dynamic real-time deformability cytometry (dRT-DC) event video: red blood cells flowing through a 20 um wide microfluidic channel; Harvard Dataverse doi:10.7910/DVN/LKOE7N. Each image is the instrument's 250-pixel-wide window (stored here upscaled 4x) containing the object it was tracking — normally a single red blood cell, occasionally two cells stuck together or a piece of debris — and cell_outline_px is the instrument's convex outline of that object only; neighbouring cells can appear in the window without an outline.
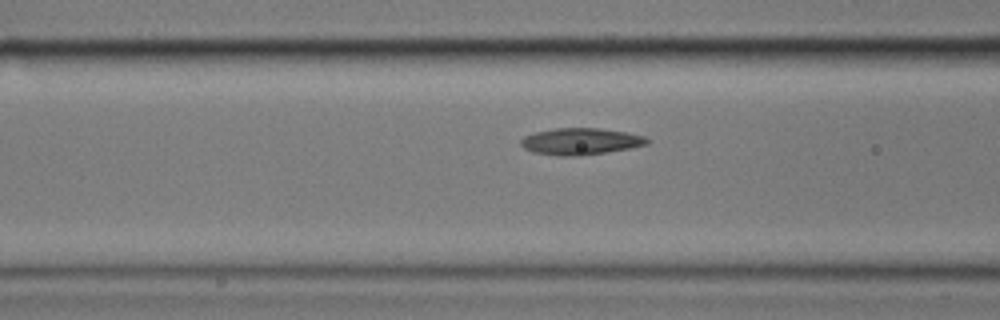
{"species": "common noctule bat (a hibernating species)", "species_latin": "Nyctalus noctula", "temperature_condition": "cold", "stored_images_in_passage": 16, "camera_frame_rate_fps": 3000, "um_per_image_px": 0.085, "animal": {"sex": "male", "body_mass_g": 17.9}, "frame": {"image": 1, "passage_image": 14, "time_ms": 4.333, "image_size_px": [1000, 320], "cell_outline_px": [[652, 140], [648, 144], [608, 152], [580, 156], [556, 156], [532, 152], [524, 148], [520, 144], [520, 140], [524, 136], [536, 132], [556, 128], [600, 128], [628, 132], [644, 136]], "centroid_in_image_um": [49.36, 12.02], "position_along_channel_um": 117.2, "area_um2": 19.83}}